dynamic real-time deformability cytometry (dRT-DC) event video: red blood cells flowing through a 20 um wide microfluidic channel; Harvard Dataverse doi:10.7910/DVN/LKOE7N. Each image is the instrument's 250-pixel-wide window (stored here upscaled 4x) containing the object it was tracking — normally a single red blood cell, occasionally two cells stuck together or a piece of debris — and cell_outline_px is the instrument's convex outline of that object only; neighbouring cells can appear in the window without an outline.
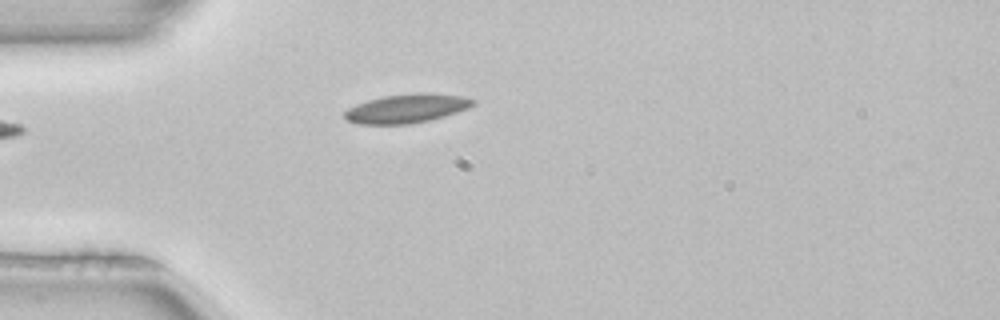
{"species": "common noctule bat (a hibernating species)", "species_latin": "Nyctalus noctula", "temperature_condition": "room temperature", "stored_images_in_passage": 2, "camera_frame_rate_fps": 3000, "um_per_image_px": 0.085, "animal": {"sex": "female", "body_mass_g": 22.7, "forearm_length_mm": 54.2}, "frame": {"image": 1, "passage_image": 2, "time_ms": 0.333, "image_size_px": [1000, 320], "cell_outline_px": [[476, 100], [468, 108], [444, 116], [412, 124], [356, 124], [344, 120], [344, 112], [348, 108], [356, 104], [368, 100], [384, 96], [424, 92], [428, 92], [464, 96]], "centroid_in_image_um": [34.53, 9.22], "position_along_channel_um": 50.5, "area_um2": 21.68}}